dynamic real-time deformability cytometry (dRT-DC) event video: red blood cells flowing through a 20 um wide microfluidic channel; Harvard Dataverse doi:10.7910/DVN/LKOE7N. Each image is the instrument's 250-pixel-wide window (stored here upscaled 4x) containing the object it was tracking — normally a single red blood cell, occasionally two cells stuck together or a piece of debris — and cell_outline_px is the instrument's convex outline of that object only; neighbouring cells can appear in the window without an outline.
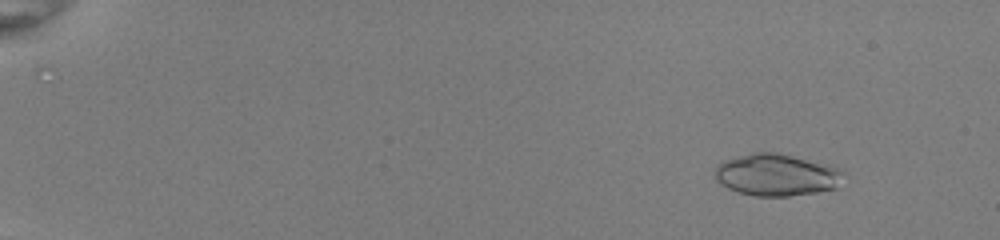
{"species": "common noctule bat (a hibernating species)", "species_latin": "Nyctalus noctula", "temperature_condition": "room temperature", "stored_images_in_passage": 53, "camera_frame_rate_fps": 3000, "um_per_image_px": 0.085, "animal": {"sex": "female", "body_mass_g": 22.0, "forearm_length_mm": 56.7}, "frame": {"image": 1, "passage_image": 7, "time_ms": 2.0, "image_size_px": [1000, 240], "cell_outline_px": [[840, 172], [836, 188], [816, 192], [788, 196], [756, 196], [740, 192], [728, 188], [716, 180], [716, 168], [724, 160], [752, 152], [776, 152], [792, 156], [836, 168]], "centroid_in_image_um": [65.91, 14.87], "position_along_channel_um": 19.1, "area_um2": 30.46}}
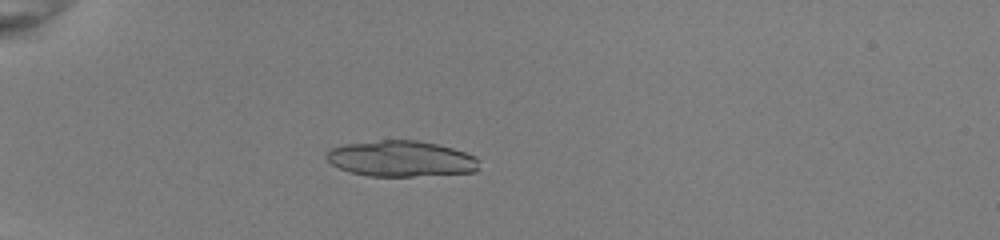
{"frame": {"image": 2, "passage_image": 18, "time_ms": 5.667, "image_size_px": [1000, 240], "cell_outline_px": [[480, 168], [476, 172], [412, 176], [368, 176], [348, 172], [332, 164], [324, 156], [332, 148], [344, 144], [380, 140], [416, 140], [436, 144], [452, 148], [476, 156], [480, 160]], "centroid_in_image_um": [34.11, 13.49], "position_along_channel_um": 50.9, "area_um2": 32.02}}